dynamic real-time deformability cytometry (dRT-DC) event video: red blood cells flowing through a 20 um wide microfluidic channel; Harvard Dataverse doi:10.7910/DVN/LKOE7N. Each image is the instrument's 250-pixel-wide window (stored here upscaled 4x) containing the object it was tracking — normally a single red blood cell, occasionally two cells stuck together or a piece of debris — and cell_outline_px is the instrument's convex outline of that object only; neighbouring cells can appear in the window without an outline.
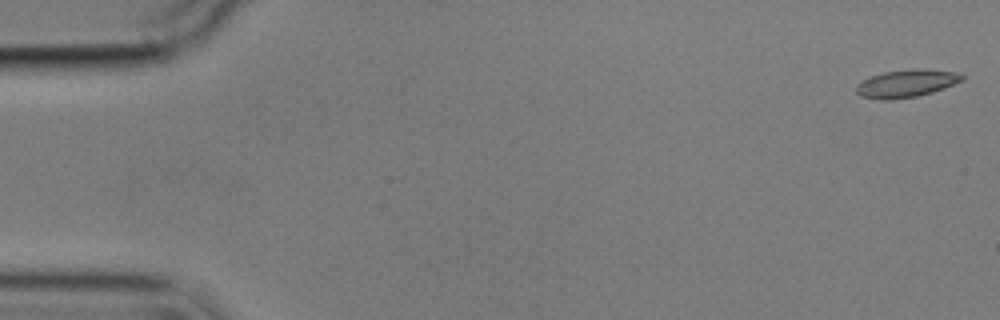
{"species": "common noctule bat (a hibernating species)", "species_latin": "Nyctalus noctula", "temperature_condition": "cold", "stored_images_in_passage": 56, "camera_frame_rate_fps": 3000, "um_per_image_px": 0.085, "animal": {"sex": "male", "body_mass_g": 17.9}, "frame": {"image": 1, "passage_image": 1, "time_ms": 0.0, "image_size_px": [1000, 320], "cell_outline_px": [[964, 80], [944, 88], [932, 92], [916, 96], [892, 100], [880, 100], [860, 96], [856, 92], [856, 84], [872, 76], [884, 72], [916, 68], [924, 68], [960, 72], [964, 76]], "centroid_in_image_um": [77.07, 7.08], "position_along_channel_um": 7.9, "area_um2": 17.22}}
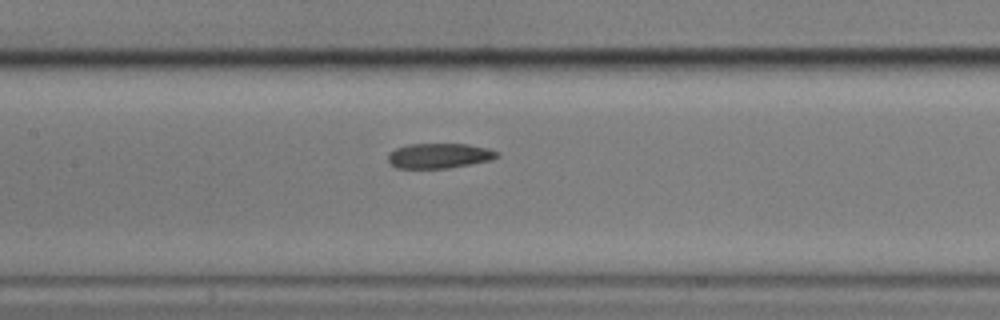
{"frame": {"image": 2, "passage_image": 26, "time_ms": 8.333, "image_size_px": [1000, 320], "cell_outline_px": [[500, 156], [492, 160], [472, 164], [448, 168], [396, 168], [388, 160], [388, 156], [396, 148], [408, 144], [468, 144], [488, 148], [500, 152]], "centroid_in_image_um": [37.4, 13.24], "position_along_channel_um": 170.0, "area_um2": 15.95}}
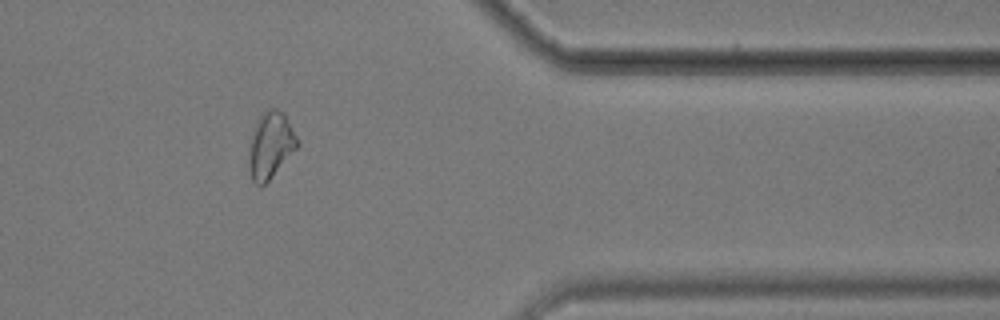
{"frame": {"image": 3, "passage_image": 46, "time_ms": 15.0, "image_size_px": [1000, 320], "cell_outline_px": [[300, 144], [272, 176], [260, 188], [252, 180], [248, 168], [248, 144], [256, 120], [268, 108], [276, 108], [284, 112]], "centroid_in_image_um": [22.96, 12.34], "position_along_channel_um": 388.4, "area_um2": 18.9}}